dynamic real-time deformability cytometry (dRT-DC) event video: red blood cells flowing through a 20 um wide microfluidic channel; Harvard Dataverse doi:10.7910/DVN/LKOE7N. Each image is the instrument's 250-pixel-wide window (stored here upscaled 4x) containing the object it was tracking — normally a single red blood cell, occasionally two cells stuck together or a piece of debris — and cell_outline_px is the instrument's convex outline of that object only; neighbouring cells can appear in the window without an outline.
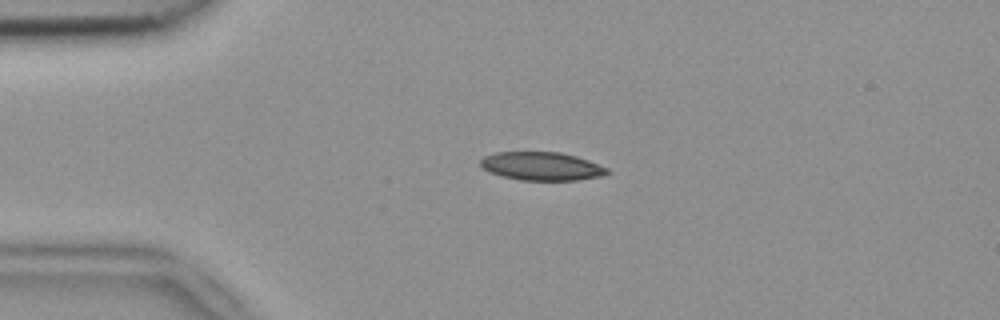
{"species": "common noctule bat (a hibernating species)", "species_latin": "Nyctalus noctula", "temperature_condition": "room temperature", "stored_images_in_passage": 4, "camera_frame_rate_fps": 3000, "um_per_image_px": 0.085, "animal": {"sex": "female", "body_mass_g": 18.4}, "frame": {"image": 1, "passage_image": 3, "time_ms": 0.667, "image_size_px": [1000, 320], "cell_outline_px": [[612, 172], [604, 176], [576, 180], [520, 180], [488, 172], [480, 164], [480, 160], [484, 156], [496, 152], [560, 152], [576, 156], [588, 160], [608, 168]], "centroid_in_image_um": [46.07, 14.13], "position_along_channel_um": 38.9, "area_um2": 20.98}}